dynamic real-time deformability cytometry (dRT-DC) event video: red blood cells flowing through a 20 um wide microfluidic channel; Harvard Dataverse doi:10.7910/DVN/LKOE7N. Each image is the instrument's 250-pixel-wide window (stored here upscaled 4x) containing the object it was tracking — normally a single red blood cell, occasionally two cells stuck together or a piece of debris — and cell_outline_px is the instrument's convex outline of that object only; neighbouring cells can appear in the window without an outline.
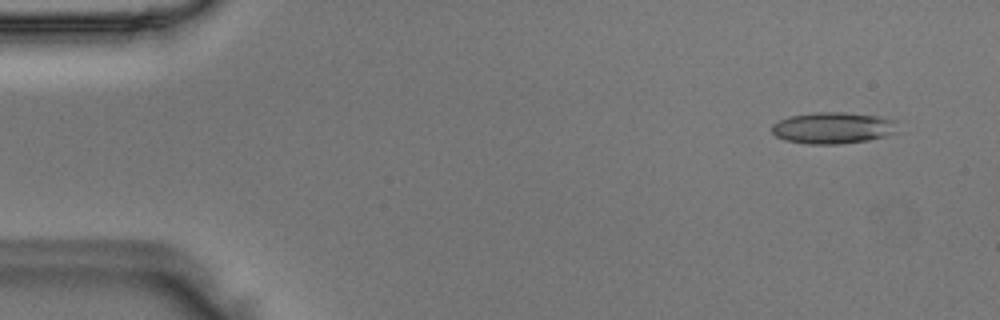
{"species": "Egyptian fruit bat (a non-hibernating species)", "species_latin": "Rousettus aegyptiacus", "temperature_condition": "room temperature", "stored_images_in_passage": 50, "camera_frame_rate_fps": 3000, "um_per_image_px": 0.085, "animal": {"sex": "male"}, "frame": {"image": 1, "passage_image": 4, "time_ms": 1.0, "image_size_px": [1000, 320], "cell_outline_px": [[900, 132], [868, 140], [836, 144], [808, 144], [784, 140], [776, 136], [772, 132], [772, 124], [788, 116], [816, 112], [844, 112], [876, 116], [896, 120]], "centroid_in_image_um": [70.82, 10.87], "position_along_channel_um": 14.2, "area_um2": 23.24}}
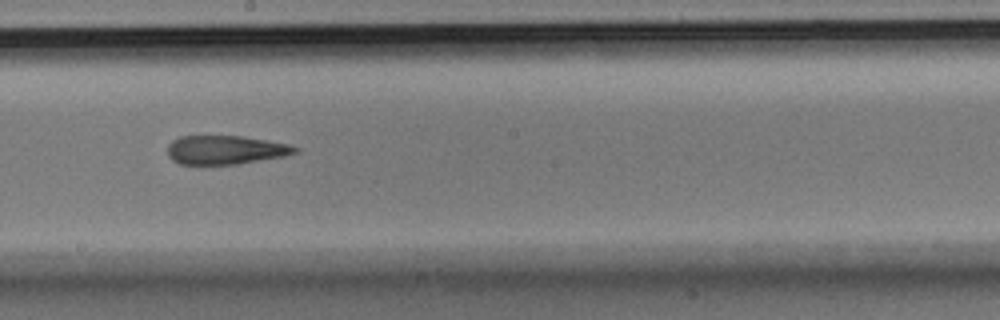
{"frame": {"image": 2, "passage_image": 28, "time_ms": 9.0, "image_size_px": [1000, 320], "cell_outline_px": [[300, 148], [296, 152], [284, 156], [236, 164], [180, 164], [172, 160], [168, 156], [168, 144], [172, 140], [180, 136], [244, 136], [288, 144]], "centroid_in_image_um": [19.14, 12.73], "position_along_channel_um": 229.1, "area_um2": 21.33}}
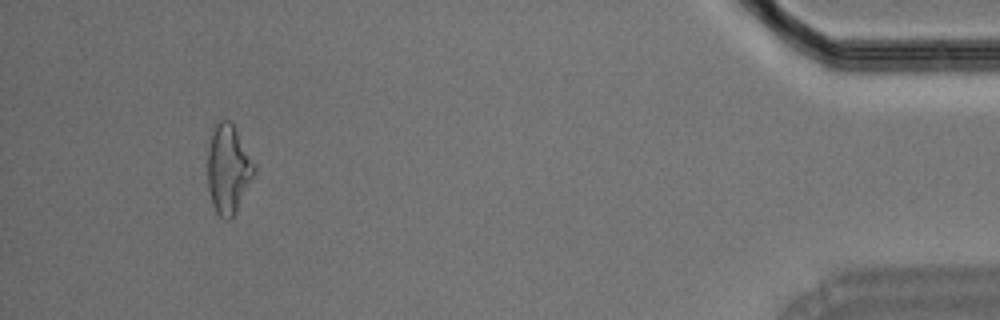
{"frame": {"image": 3, "passage_image": 47, "time_ms": 15.333, "image_size_px": [1000, 320], "cell_outline_px": [[256, 172], [232, 216], [228, 220], [220, 216], [216, 212], [212, 204], [208, 188], [208, 148], [212, 132], [216, 120], [228, 120], [232, 124], [256, 164]], "centroid_in_image_um": [19.39, 14.34], "position_along_channel_um": 415.8, "area_um2": 23.81}}